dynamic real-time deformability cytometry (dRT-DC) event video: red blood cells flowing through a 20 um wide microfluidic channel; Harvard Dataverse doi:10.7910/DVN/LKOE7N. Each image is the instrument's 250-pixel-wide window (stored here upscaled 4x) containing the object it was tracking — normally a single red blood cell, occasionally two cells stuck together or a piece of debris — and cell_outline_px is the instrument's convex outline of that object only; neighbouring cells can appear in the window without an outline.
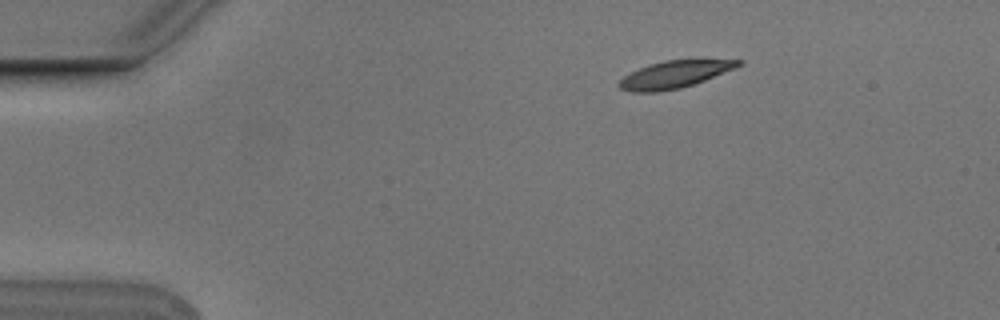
{"species": "Egyptian fruit bat (a non-hibernating species)", "species_latin": "Rousettus aegyptiacus", "temperature_condition": "cold", "stored_images_in_passage": 5, "camera_frame_rate_fps": 3000, "um_per_image_px": 0.085, "animal": {"sex": "male"}, "frame": {"image": 1, "passage_image": 3, "time_ms": 0.667, "image_size_px": [1000, 320], "cell_outline_px": [[744, 64], [736, 68], [704, 80], [680, 88], [660, 92], [628, 92], [620, 88], [616, 84], [624, 76], [648, 64], [664, 60], [744, 60]], "centroid_in_image_um": [57.31, 6.33], "position_along_channel_um": 27.7, "area_um2": 18.84}}